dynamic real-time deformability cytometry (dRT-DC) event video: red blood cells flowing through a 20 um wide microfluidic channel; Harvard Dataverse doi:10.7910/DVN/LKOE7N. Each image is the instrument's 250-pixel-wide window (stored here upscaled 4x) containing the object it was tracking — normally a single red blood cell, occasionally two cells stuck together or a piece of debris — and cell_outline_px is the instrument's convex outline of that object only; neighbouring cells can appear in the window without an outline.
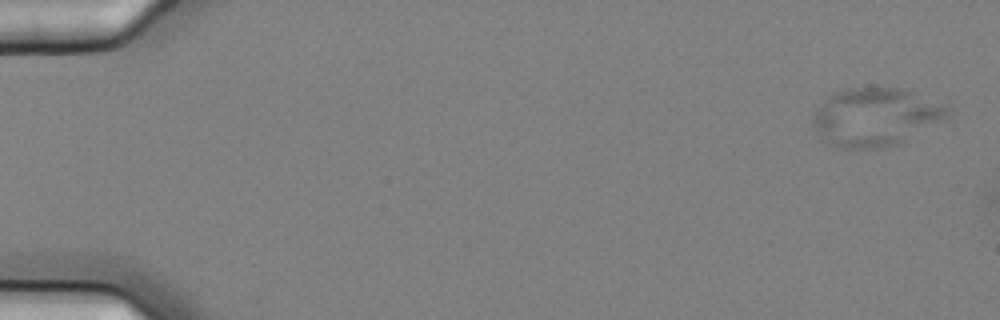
{"species": "common noctule bat (a hibernating species)", "species_latin": "Nyctalus noctula", "temperature_condition": "cold", "stored_images_in_passage": 3, "camera_frame_rate_fps": 3000, "um_per_image_px": 0.085, "animal": {"sex": "female", "body_mass_g": 25.1}, "frame": {"image": 1, "passage_image": 1, "time_ms": 0.0, "image_size_px": [1000, 320], "cell_outline_px": [[952, 108], [944, 116], [892, 144], [880, 148], [836, 148], [820, 140], [812, 128], [812, 116], [832, 92], [848, 88], [900, 88], [948, 104]], "centroid_in_image_um": [74.27, 9.92], "position_along_channel_um": 10.7, "area_um2": 44.56}}